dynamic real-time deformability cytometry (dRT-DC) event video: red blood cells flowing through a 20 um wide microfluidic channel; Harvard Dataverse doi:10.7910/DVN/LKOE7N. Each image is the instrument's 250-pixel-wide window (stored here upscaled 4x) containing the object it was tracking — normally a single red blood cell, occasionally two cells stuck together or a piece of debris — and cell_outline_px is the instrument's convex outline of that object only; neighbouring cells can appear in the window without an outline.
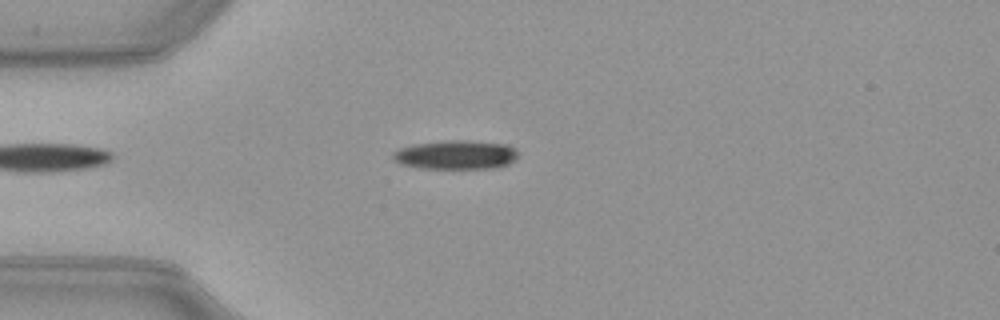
{"species": "common noctule bat (a hibernating species)", "species_latin": "Nyctalus noctula", "temperature_condition": "warm", "stored_images_in_passage": 51, "camera_frame_rate_fps": 3000, "um_per_image_px": 0.085, "animal": {"sex": "female", "body_mass_g": 21.9}, "frame": {"image": 1, "passage_image": 13, "time_ms": 4.0, "image_size_px": [1000, 320], "cell_outline_px": [[516, 156], [508, 164], [496, 168], [420, 168], [400, 164], [392, 160], [392, 152], [400, 148], [412, 144], [448, 140], [468, 140], [508, 144], [516, 148]], "centroid_in_image_um": [38.71, 13.15], "position_along_channel_um": 46.3, "area_um2": 21.27}}
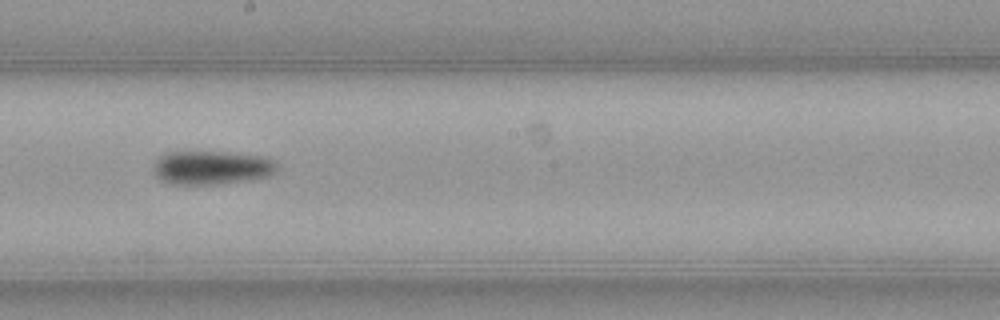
{"frame": {"image": 2, "passage_image": 28, "time_ms": 9.0, "image_size_px": [1000, 320], "cell_outline_px": [[280, 168], [276, 172], [268, 176], [252, 180], [220, 184], [168, 184], [160, 180], [152, 172], [152, 168], [156, 160], [160, 156], [168, 152], [220, 152], [268, 156], [276, 160]], "centroid_in_image_um": [18.04, 14.25], "position_along_channel_um": 230.2, "area_um2": 24.85}}
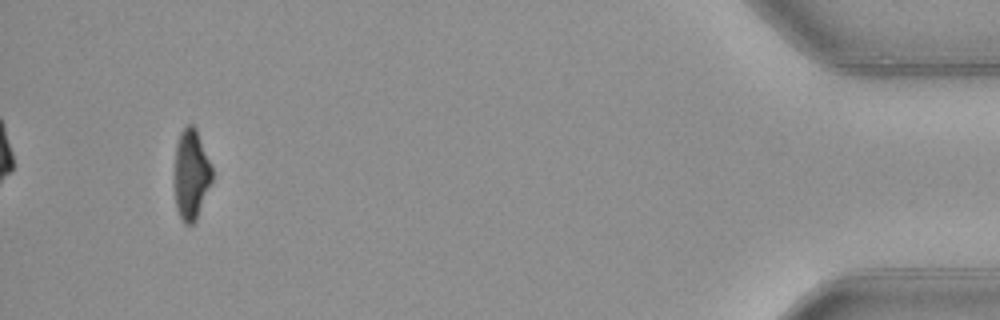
{"frame": {"image": 3, "passage_image": 48, "time_ms": 15.667, "image_size_px": [1000, 320], "cell_outline_px": [[212, 180], [196, 220], [192, 224], [184, 224], [176, 208], [176, 144], [180, 132], [188, 124], [192, 124], [196, 128], [212, 168]], "centroid_in_image_um": [16.26, 14.82], "position_along_channel_um": 418.9, "area_um2": 19.25}, "authors_computed_cell_mechanics": {"area_um2": 22.0218, "velocity_mm_per_s": 4.0006, "shape_relaxation_time_tau1_ms": 4.4788, "shape_relaxation_time_tau2_ms": null, "deformation_change_tau1": 0.1541, "deformation_change_tau2": null}}